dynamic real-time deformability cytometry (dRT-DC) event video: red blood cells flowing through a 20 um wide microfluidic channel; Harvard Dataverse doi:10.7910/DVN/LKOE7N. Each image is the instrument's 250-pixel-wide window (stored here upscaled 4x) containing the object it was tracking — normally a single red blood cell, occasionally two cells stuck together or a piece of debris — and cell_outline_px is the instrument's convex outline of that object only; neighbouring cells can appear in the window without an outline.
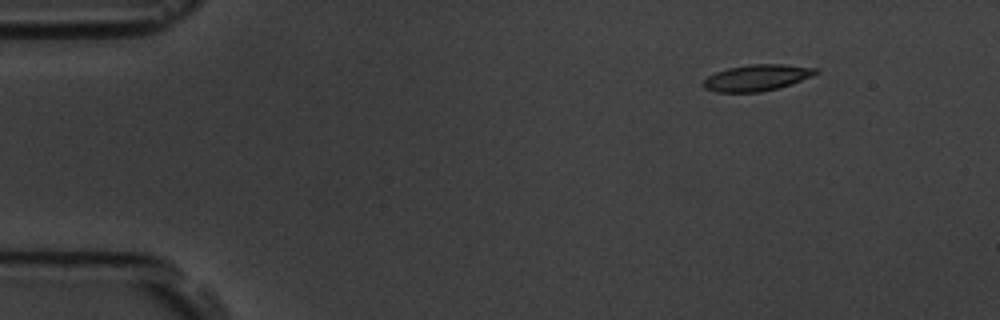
{"species": "common noctule bat (a hibernating species)", "species_latin": "Nyctalus noctula", "temperature_condition": "room temperature", "stored_images_in_passage": 4, "camera_frame_rate_fps": 3000, "um_per_image_px": 0.085, "animal": {"sex": "male", "body_mass_g": 19.5, "forearm_length_mm": 54.6}, "frame": {"image": 1, "passage_image": 1, "time_ms": 0.0, "image_size_px": [1000, 320], "cell_outline_px": [[820, 72], [812, 76], [792, 84], [760, 92], [716, 92], [704, 88], [700, 84], [708, 76], [716, 72], [728, 68], [748, 64], [784, 64], [820, 68]], "centroid_in_image_um": [64.35, 6.6], "position_along_channel_um": 20.7, "area_um2": 17.4}}
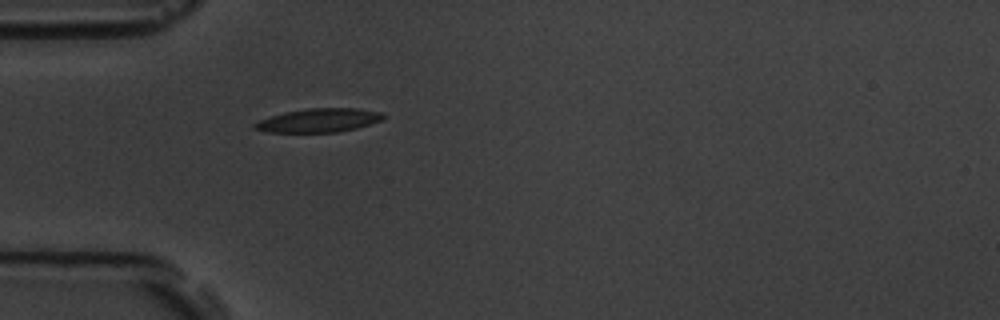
{"frame": {"image": 2, "passage_image": 4, "time_ms": 3.333, "image_size_px": [1000, 320], "cell_outline_px": [[388, 116], [384, 120], [356, 128], [336, 132], [268, 132], [252, 128], [252, 124], [260, 120], [284, 112], [308, 108], [356, 108], [380, 112]], "centroid_in_image_um": [27.13, 10.22], "position_along_channel_um": 57.9, "area_um2": 17.8}}